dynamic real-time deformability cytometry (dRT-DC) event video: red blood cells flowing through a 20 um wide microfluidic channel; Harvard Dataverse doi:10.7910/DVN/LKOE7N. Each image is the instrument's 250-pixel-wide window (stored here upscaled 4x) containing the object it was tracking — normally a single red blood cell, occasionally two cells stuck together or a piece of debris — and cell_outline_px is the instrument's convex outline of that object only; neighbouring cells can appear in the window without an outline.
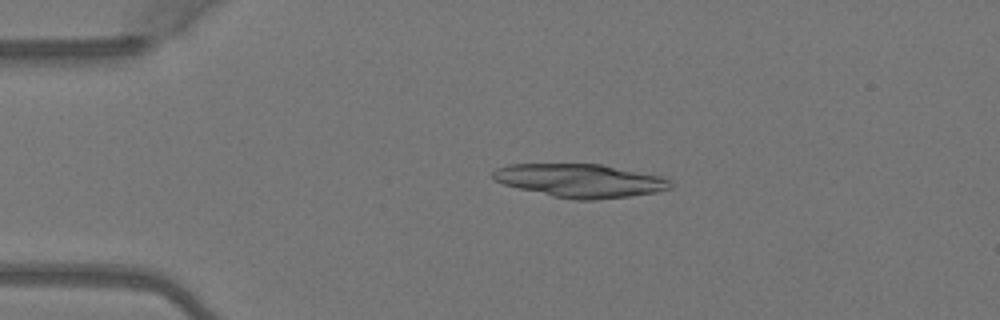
{"species": "Egyptian fruit bat (a non-hibernating species)", "species_latin": "Rousettus aegyptiacus", "temperature_condition": "warm", "stored_images_in_passage": 3, "camera_frame_rate_fps": 3000, "um_per_image_px": 0.085, "animal": {"sex": "female"}, "frame": {"image": 1, "passage_image": 2, "time_ms": 0.333, "image_size_px": [1000, 320], "cell_outline_px": [[672, 188], [656, 192], [628, 196], [596, 200], [576, 200], [552, 196], [504, 184], [496, 180], [492, 176], [492, 172], [496, 168], [508, 164], [600, 164], [660, 176], [672, 180]], "centroid_in_image_um": [49.33, 15.35], "position_along_channel_um": 35.7, "area_um2": 34.33}}